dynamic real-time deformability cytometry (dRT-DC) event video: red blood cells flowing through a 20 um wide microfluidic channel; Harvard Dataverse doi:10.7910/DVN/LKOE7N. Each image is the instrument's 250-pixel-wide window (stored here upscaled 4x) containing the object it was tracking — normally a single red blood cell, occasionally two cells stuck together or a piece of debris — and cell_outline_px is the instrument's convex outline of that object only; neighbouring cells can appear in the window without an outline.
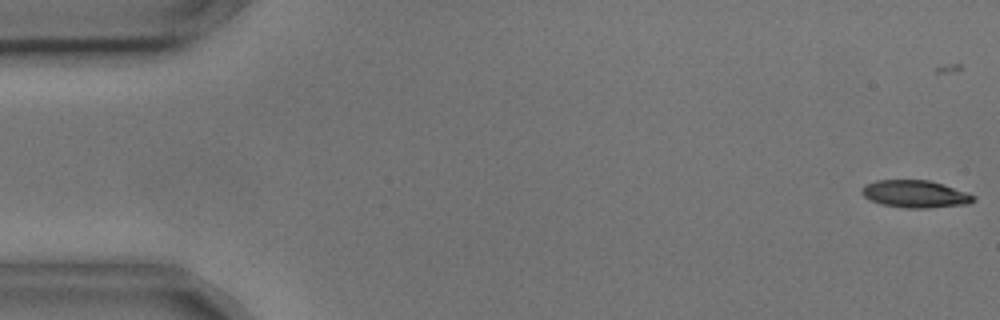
{"species": "common noctule bat (a hibernating species)", "species_latin": "Nyctalus noctula", "temperature_condition": "cold", "stored_images_in_passage": 6, "camera_frame_rate_fps": 3000, "um_per_image_px": 0.085, "animal": {"sex": "male", "body_mass_g": 17.9, "forearm_length_mm": 54.2}, "frame": {"image": 1, "passage_image": 1, "time_ms": 0.0, "image_size_px": [1000, 320], "cell_outline_px": [[976, 200], [968, 204], [928, 208], [904, 208], [880, 204], [864, 196], [860, 192], [864, 184], [876, 180], [928, 180], [968, 192], [976, 196]], "centroid_in_image_um": [77.8, 16.49], "position_along_channel_um": 7.2, "area_um2": 17.92}}